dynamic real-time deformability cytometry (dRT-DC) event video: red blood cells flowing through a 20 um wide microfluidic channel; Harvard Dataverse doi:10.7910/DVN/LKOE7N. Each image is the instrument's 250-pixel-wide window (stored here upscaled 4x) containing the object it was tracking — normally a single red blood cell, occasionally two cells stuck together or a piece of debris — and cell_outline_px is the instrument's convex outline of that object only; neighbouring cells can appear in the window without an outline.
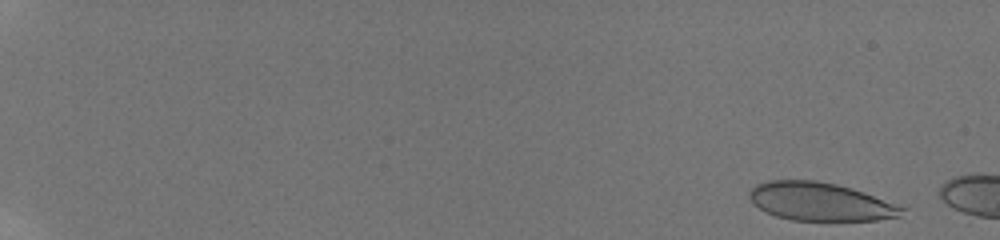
{"species": "human", "species_latin": "Homo sapiens", "temperature_condition": "room temperature", "stored_images_in_passage": 6, "camera_frame_rate_fps": 3000, "um_per_image_px": 0.085, "donor": {"sex": "male"}, "frame": {"image": 1, "passage_image": 1, "time_ms": 0.0, "image_size_px": [1000, 240], "cell_outline_px": [[908, 208], [900, 216], [876, 220], [792, 220], [776, 216], [752, 204], [748, 196], [748, 192], [756, 184], [768, 180], [816, 180], [836, 184], [852, 188], [864, 192]], "centroid_in_image_um": [69.72, 17.13], "position_along_channel_um": 15.3, "area_um2": 34.04}}